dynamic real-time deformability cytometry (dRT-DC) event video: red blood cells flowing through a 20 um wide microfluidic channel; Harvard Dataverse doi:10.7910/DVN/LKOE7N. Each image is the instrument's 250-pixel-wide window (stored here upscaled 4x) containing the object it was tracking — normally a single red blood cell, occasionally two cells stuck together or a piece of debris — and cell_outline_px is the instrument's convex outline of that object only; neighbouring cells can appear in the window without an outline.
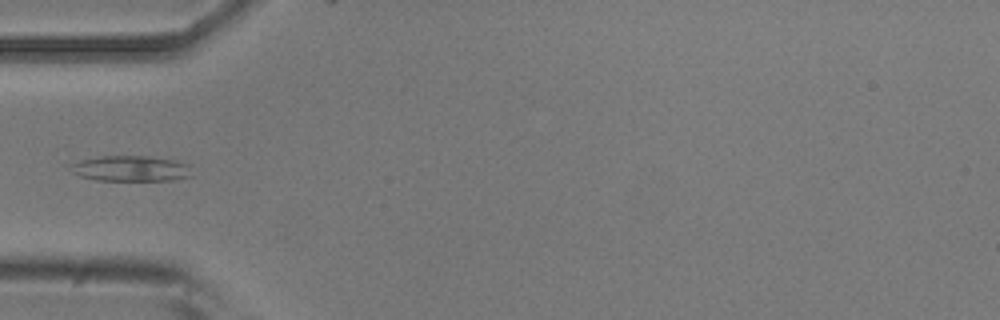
{"species": "common noctule bat (a hibernating species)", "species_latin": "Nyctalus noctula", "temperature_condition": "room temperature", "stored_images_in_passage": 3, "camera_frame_rate_fps": 3000, "um_per_image_px": 0.085, "animal": {"sex": "male", "body_mass_g": 20.5, "forearm_length_mm": 52.5}, "frame": {"image": 1, "passage_image": 2, "time_ms": 1.333, "image_size_px": [1000, 320], "cell_outline_px": [[192, 176], [172, 180], [96, 180], [80, 176], [72, 172], [68, 168], [72, 164], [80, 160], [100, 156], [148, 156], [176, 160], [188, 164]], "centroid_in_image_um": [11.11, 14.32], "position_along_channel_um": 73.9, "area_um2": 18.09}}
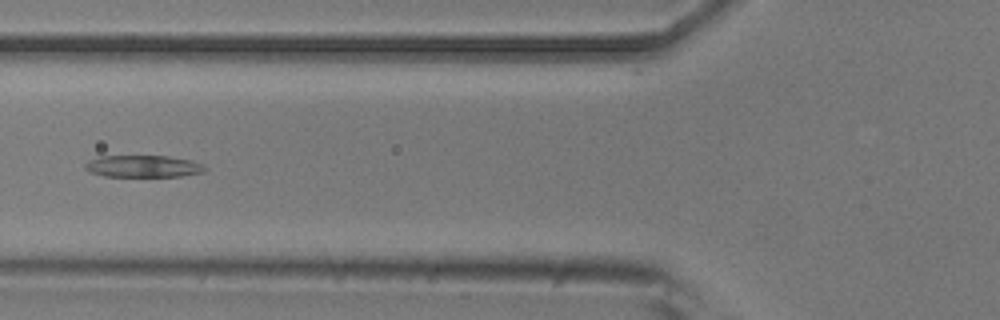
{"frame": {"image": 2, "passage_image": 3, "time_ms": 2.333, "image_size_px": [1000, 320], "cell_outline_px": [[208, 168], [204, 172], [180, 176], [104, 176], [92, 172], [84, 168], [84, 164], [88, 160], [100, 156], [168, 156], [192, 160], [204, 164]], "centroid_in_image_um": [12.21, 14.12], "position_along_channel_um": 113.6, "area_um2": 15.37}}